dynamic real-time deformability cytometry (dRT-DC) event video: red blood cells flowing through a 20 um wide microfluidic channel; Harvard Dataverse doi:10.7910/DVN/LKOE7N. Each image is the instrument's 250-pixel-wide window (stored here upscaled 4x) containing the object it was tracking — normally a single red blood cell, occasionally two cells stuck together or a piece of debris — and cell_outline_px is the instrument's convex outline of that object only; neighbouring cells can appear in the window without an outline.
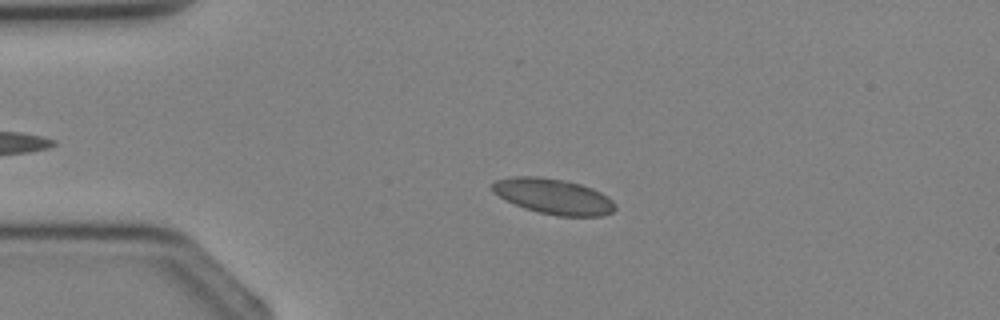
{"species": "Egyptian fruit bat (a non-hibernating species)", "species_latin": "Rousettus aegyptiacus", "temperature_condition": "cold", "stored_images_in_passage": 3, "camera_frame_rate_fps": 3000, "um_per_image_px": 0.085, "animal": {"sex": "female"}, "frame": {"image": 1, "passage_image": 2, "time_ms": 1.333, "image_size_px": [1000, 320], "cell_outline_px": [[616, 208], [612, 212], [600, 216], [556, 216], [524, 208], [492, 192], [492, 184], [496, 180], [508, 176], [536, 176], [560, 180], [580, 184], [592, 188], [600, 192], [612, 200], [616, 204]], "centroid_in_image_um": [47.04, 16.69], "position_along_channel_um": 38.0, "area_um2": 25.14}}